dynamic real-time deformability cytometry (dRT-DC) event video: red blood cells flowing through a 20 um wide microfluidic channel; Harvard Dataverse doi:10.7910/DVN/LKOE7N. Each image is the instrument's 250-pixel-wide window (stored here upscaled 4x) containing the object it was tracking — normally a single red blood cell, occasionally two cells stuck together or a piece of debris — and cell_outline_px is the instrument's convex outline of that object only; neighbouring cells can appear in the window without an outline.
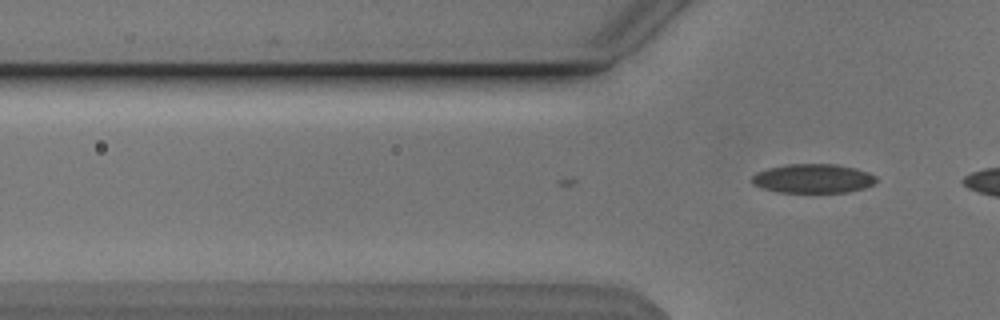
{"species": "Egyptian fruit bat (a non-hibernating species)", "species_latin": "Rousettus aegyptiacus", "temperature_condition": "cold", "stored_images_in_passage": 3, "camera_frame_rate_fps": 3000, "um_per_image_px": 0.085, "animal": {"sex": "male"}, "frame": {"image": 1, "passage_image": 3, "time_ms": 0.667, "image_size_px": [1000, 320], "cell_outline_px": [[876, 180], [872, 184], [864, 188], [848, 192], [780, 192], [764, 188], [752, 184], [752, 176], [756, 172], [768, 168], [788, 164], [836, 164], [856, 168], [868, 172], [876, 176]], "centroid_in_image_um": [69.11, 15.16], "position_along_channel_um": 56.7, "area_um2": 20.98}}